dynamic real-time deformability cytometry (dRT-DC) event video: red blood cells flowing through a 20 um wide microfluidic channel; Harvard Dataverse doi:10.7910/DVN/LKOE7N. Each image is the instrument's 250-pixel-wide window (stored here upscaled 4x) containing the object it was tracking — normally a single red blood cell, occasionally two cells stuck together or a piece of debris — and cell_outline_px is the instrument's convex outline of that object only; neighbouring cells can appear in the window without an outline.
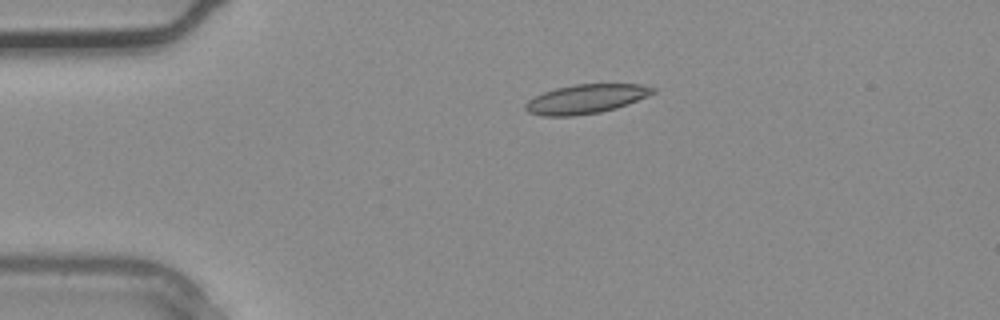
{"species": "common noctule bat (a hibernating species)", "species_latin": "Nyctalus noctula", "temperature_condition": "warm", "stored_images_in_passage": 4, "camera_frame_rate_fps": 3000, "um_per_image_px": 0.085, "animal": {"sex": "male", "body_mass_g": 20.4}, "frame": {"image": 1, "passage_image": 3, "time_ms": 0.667, "image_size_px": [1000, 320], "cell_outline_px": [[656, 92], [648, 96], [628, 104], [616, 108], [600, 112], [572, 116], [544, 116], [528, 112], [524, 108], [524, 104], [528, 100], [544, 92], [556, 88], [576, 84], [640, 84], [656, 88]], "centroid_in_image_um": [49.82, 8.41], "position_along_channel_um": 35.2, "area_um2": 21.62}}
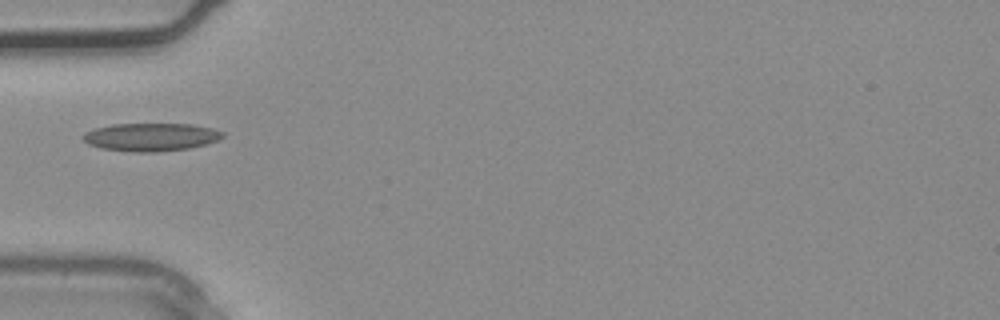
{"frame": {"image": 2, "passage_image": 4, "time_ms": 1.0, "image_size_px": [1000, 320], "cell_outline_px": [[224, 136], [220, 140], [208, 144], [188, 148], [156, 152], [136, 152], [100, 148], [88, 144], [80, 136], [84, 132], [96, 128], [112, 124], [192, 124], [212, 128], [224, 132]], "centroid_in_image_um": [12.84, 11.64], "position_along_channel_um": 72.2, "area_um2": 22.95}}